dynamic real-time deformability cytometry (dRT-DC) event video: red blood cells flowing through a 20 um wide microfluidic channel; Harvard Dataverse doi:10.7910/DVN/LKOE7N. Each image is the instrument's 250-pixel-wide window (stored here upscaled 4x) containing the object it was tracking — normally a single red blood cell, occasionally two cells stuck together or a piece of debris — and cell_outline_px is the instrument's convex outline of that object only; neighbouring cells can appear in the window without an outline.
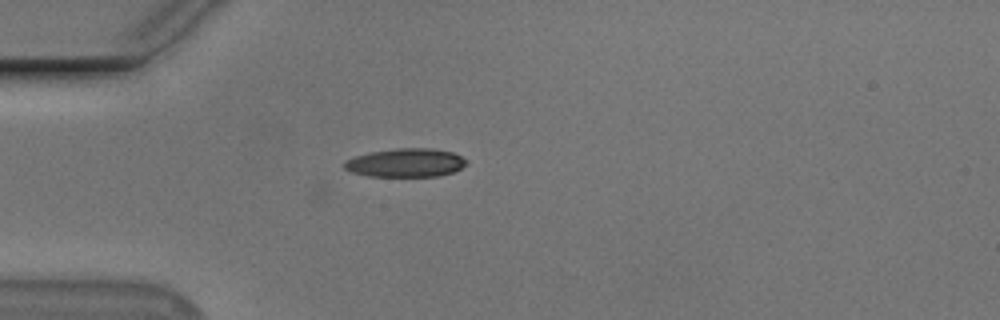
{"species": "Egyptian fruit bat (a non-hibernating species)", "species_latin": "Rousettus aegyptiacus", "temperature_condition": "cold", "stored_images_in_passage": 12, "camera_frame_rate_fps": 3000, "um_per_image_px": 0.085, "animal": {"sex": "male"}, "frame": {"image": 1, "passage_image": 1, "time_ms": 0.0, "image_size_px": [1000, 320], "cell_outline_px": [[468, 160], [460, 168], [452, 172], [436, 176], [368, 176], [352, 172], [344, 168], [344, 160], [368, 152], [396, 148], [432, 148], [452, 152]], "centroid_in_image_um": [34.45, 13.82], "position_along_channel_um": 50.6, "area_um2": 20.23}}
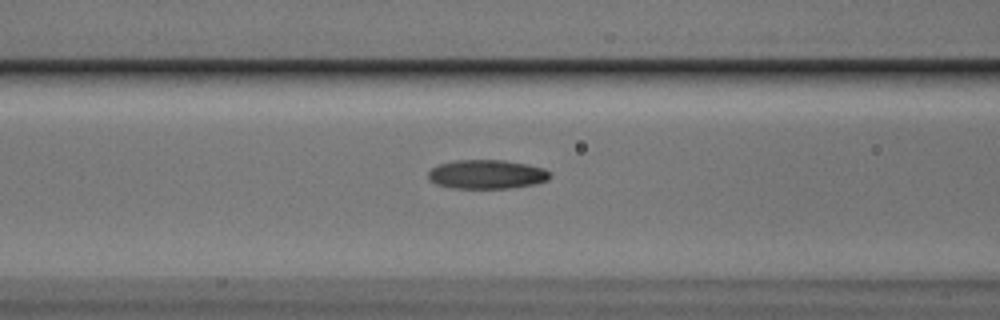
{"frame": {"image": 2, "passage_image": 8, "time_ms": 2.333, "image_size_px": [1000, 320], "cell_outline_px": [[552, 176], [548, 180], [532, 184], [508, 188], [452, 188], [436, 184], [428, 180], [428, 172], [436, 164], [456, 160], [504, 160], [528, 164], [544, 168]], "centroid_in_image_um": [41.34, 14.81], "position_along_channel_um": 125.3, "area_um2": 20.69}}
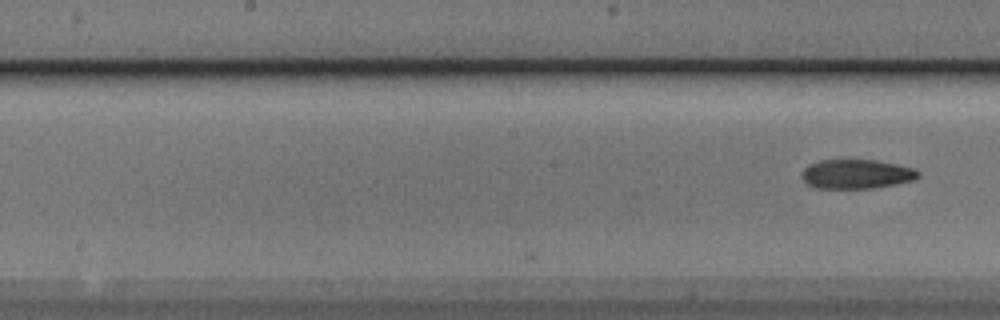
{"frame": {"image": 3, "passage_image": 12, "time_ms": 3.667, "image_size_px": [1000, 320], "cell_outline_px": [[920, 176], [912, 180], [896, 184], [876, 188], [816, 188], [808, 184], [804, 180], [804, 168], [808, 164], [820, 160], [876, 160], [916, 168], [920, 172]], "centroid_in_image_um": [72.85, 14.79], "position_along_channel_um": 175.4, "area_um2": 19.83}}